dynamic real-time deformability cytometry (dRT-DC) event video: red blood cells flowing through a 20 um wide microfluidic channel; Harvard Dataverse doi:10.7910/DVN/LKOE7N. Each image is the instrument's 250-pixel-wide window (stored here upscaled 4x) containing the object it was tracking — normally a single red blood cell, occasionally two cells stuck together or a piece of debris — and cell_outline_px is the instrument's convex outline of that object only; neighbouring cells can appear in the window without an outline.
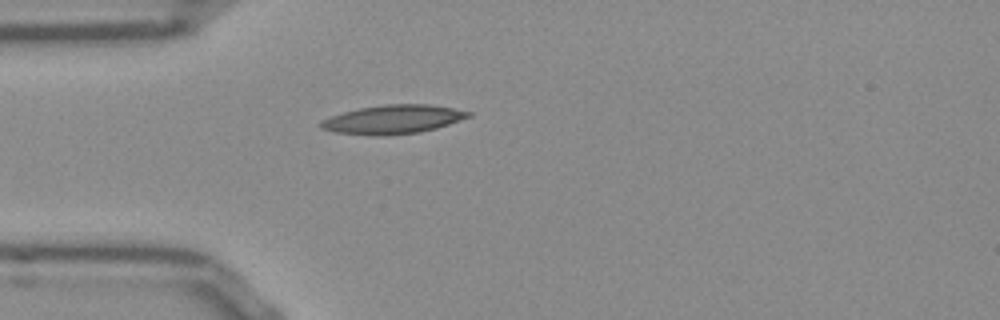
{"species": "Egyptian fruit bat (a non-hibernating species)", "species_latin": "Rousettus aegyptiacus", "temperature_condition": "room temperature", "stored_images_in_passage": 39, "camera_frame_rate_fps": 3000, "um_per_image_px": 0.085, "frame": {"image": 1, "passage_image": 1, "time_ms": 0.0, "image_size_px": [1000, 320], "cell_outline_px": [[472, 116], [436, 128], [420, 132], [380, 136], [376, 136], [336, 132], [320, 128], [320, 120], [344, 112], [360, 108], [384, 104], [428, 104], [452, 108], [472, 112]], "centroid_in_image_um": [33.41, 10.15], "position_along_channel_um": 51.6, "area_um2": 24.62}}
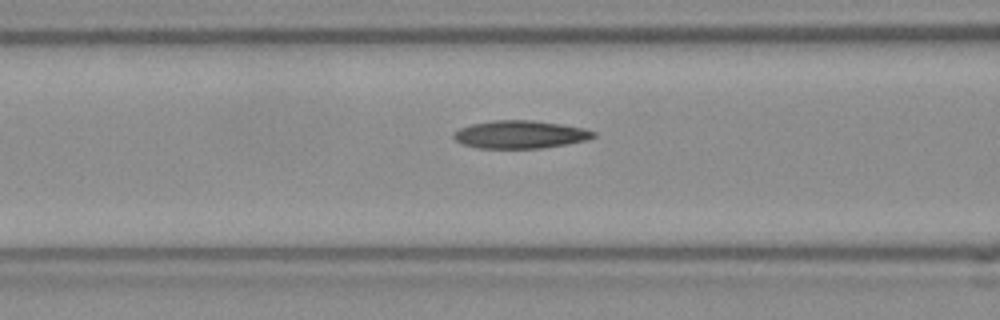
{"frame": {"image": 2, "passage_image": 7, "time_ms": 2.0, "image_size_px": [1000, 320], "cell_outline_px": [[596, 136], [588, 140], [568, 144], [540, 148], [476, 148], [460, 144], [452, 136], [452, 132], [460, 128], [472, 124], [492, 120], [532, 120], [560, 124], [584, 128], [596, 132]], "centroid_in_image_um": [44.2, 11.43], "position_along_channel_um": 122.4, "area_um2": 22.89}}
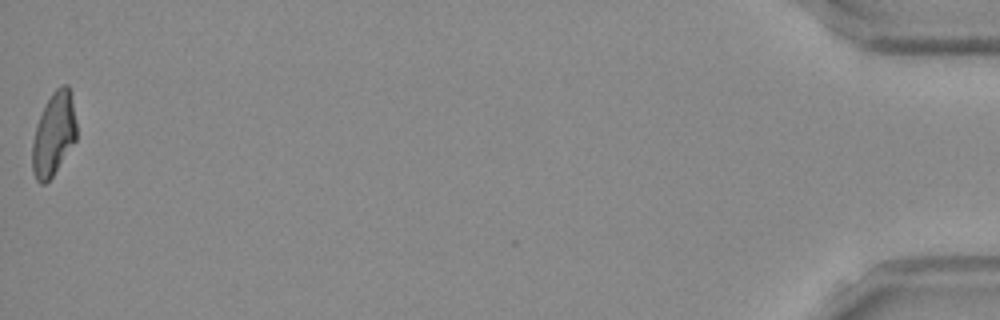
{"frame": {"image": 3, "passage_image": 39, "time_ms": 12.667, "image_size_px": [1000, 320], "cell_outline_px": [[76, 140], [52, 176], [44, 184], [40, 184], [36, 180], [32, 172], [32, 140], [36, 124], [52, 92], [60, 84], [68, 84], [76, 124]], "centroid_in_image_um": [4.54, 11.42], "position_along_channel_um": 430.7, "area_um2": 21.21}, "authors_computed_cell_mechanics": {"area_um2": 22.1952, "velocity_mm_per_s": 3.8632, "shape_relaxation_time_tau1_ms": null, "shape_relaxation_time_tau2_ms": 4.7745, "deformation_change_tau1": null, "deformation_change_tau2": 0.1364}}